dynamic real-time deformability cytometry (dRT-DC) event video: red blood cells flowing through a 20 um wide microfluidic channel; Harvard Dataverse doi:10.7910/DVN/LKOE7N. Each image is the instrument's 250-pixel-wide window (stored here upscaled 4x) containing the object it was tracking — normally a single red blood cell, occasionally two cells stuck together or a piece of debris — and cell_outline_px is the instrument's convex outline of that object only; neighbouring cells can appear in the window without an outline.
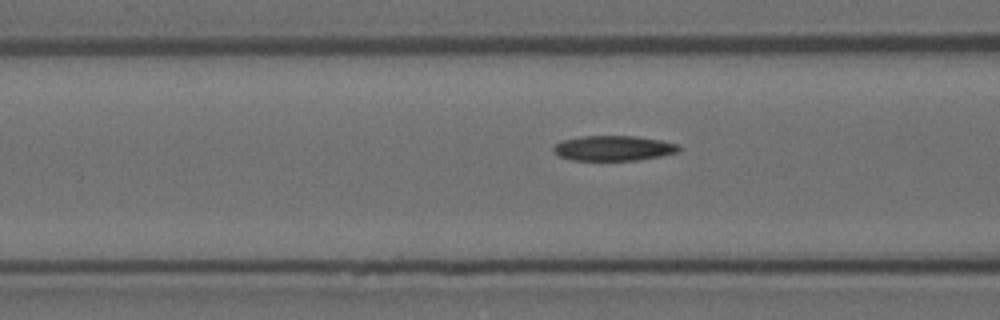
{"species": "Egyptian fruit bat (a non-hibernating species)", "species_latin": "Rousettus aegyptiacus", "temperature_condition": "room temperature", "stored_images_in_passage": 4, "camera_frame_rate_fps": 3000, "um_per_image_px": 0.085, "animal": {"sex": "female"}, "frame": {"image": 1, "passage_image": 4, "time_ms": 1.0, "image_size_px": [1000, 320], "cell_outline_px": [[680, 148], [676, 152], [660, 156], [640, 160], [572, 160], [560, 156], [552, 148], [560, 140], [580, 136], [636, 136], [660, 140], [680, 144]], "centroid_in_image_um": [52.15, 12.59], "position_along_channel_um": 114.5, "area_um2": 18.32}}